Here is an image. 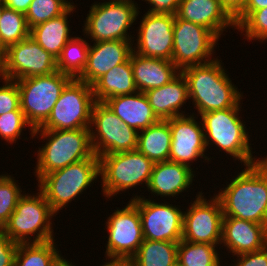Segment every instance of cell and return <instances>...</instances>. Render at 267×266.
<instances>
[{"instance_id":"bcb514c9","label":"cell","mask_w":267,"mask_h":266,"mask_svg":"<svg viewBox=\"0 0 267 266\" xmlns=\"http://www.w3.org/2000/svg\"><path fill=\"white\" fill-rule=\"evenodd\" d=\"M60 266H75V265H72V262L70 263V261H67L66 259L61 263Z\"/></svg>"},{"instance_id":"7bdbcfd3","label":"cell","mask_w":267,"mask_h":266,"mask_svg":"<svg viewBox=\"0 0 267 266\" xmlns=\"http://www.w3.org/2000/svg\"><path fill=\"white\" fill-rule=\"evenodd\" d=\"M228 13L235 18L246 6L248 0H220Z\"/></svg>"},{"instance_id":"9c48e42d","label":"cell","mask_w":267,"mask_h":266,"mask_svg":"<svg viewBox=\"0 0 267 266\" xmlns=\"http://www.w3.org/2000/svg\"><path fill=\"white\" fill-rule=\"evenodd\" d=\"M132 0H109L93 3L87 14L83 32L92 41H133L127 32L137 19L139 7Z\"/></svg>"},{"instance_id":"5bb4252c","label":"cell","mask_w":267,"mask_h":266,"mask_svg":"<svg viewBox=\"0 0 267 266\" xmlns=\"http://www.w3.org/2000/svg\"><path fill=\"white\" fill-rule=\"evenodd\" d=\"M131 202L138 208L144 239L175 243L182 240L184 212L180 208L140 196Z\"/></svg>"},{"instance_id":"8fae6325","label":"cell","mask_w":267,"mask_h":266,"mask_svg":"<svg viewBox=\"0 0 267 266\" xmlns=\"http://www.w3.org/2000/svg\"><path fill=\"white\" fill-rule=\"evenodd\" d=\"M89 129L93 151L98 157L137 149L138 132L123 123L105 102H95Z\"/></svg>"},{"instance_id":"d6986e66","label":"cell","mask_w":267,"mask_h":266,"mask_svg":"<svg viewBox=\"0 0 267 266\" xmlns=\"http://www.w3.org/2000/svg\"><path fill=\"white\" fill-rule=\"evenodd\" d=\"M132 43V41L110 40L90 45L87 64L77 79L92 86L109 70L130 59L133 52Z\"/></svg>"},{"instance_id":"4316f807","label":"cell","mask_w":267,"mask_h":266,"mask_svg":"<svg viewBox=\"0 0 267 266\" xmlns=\"http://www.w3.org/2000/svg\"><path fill=\"white\" fill-rule=\"evenodd\" d=\"M92 89L95 100L98 102L136 93L138 89L134 81L131 60L129 59L109 70L92 85Z\"/></svg>"},{"instance_id":"f546056e","label":"cell","mask_w":267,"mask_h":266,"mask_svg":"<svg viewBox=\"0 0 267 266\" xmlns=\"http://www.w3.org/2000/svg\"><path fill=\"white\" fill-rule=\"evenodd\" d=\"M178 243L144 239L132 257L135 266H173L177 262Z\"/></svg>"},{"instance_id":"5b68a950","label":"cell","mask_w":267,"mask_h":266,"mask_svg":"<svg viewBox=\"0 0 267 266\" xmlns=\"http://www.w3.org/2000/svg\"><path fill=\"white\" fill-rule=\"evenodd\" d=\"M37 196L26 193L19 199L15 210L3 226L6 235L16 243H41L54 240L51 209L44 194L38 189ZM37 233V234H36ZM34 239L31 240V236ZM30 235V236H29Z\"/></svg>"},{"instance_id":"2e32d148","label":"cell","mask_w":267,"mask_h":266,"mask_svg":"<svg viewBox=\"0 0 267 266\" xmlns=\"http://www.w3.org/2000/svg\"><path fill=\"white\" fill-rule=\"evenodd\" d=\"M106 225L109 236L105 257L132 258L144 241L138 208L129 201L108 217Z\"/></svg>"},{"instance_id":"3957f363","label":"cell","mask_w":267,"mask_h":266,"mask_svg":"<svg viewBox=\"0 0 267 266\" xmlns=\"http://www.w3.org/2000/svg\"><path fill=\"white\" fill-rule=\"evenodd\" d=\"M41 133L47 143L39 148L37 154L36 177L39 181L44 175L66 166L88 159L94 155L90 129L75 130H34L33 137Z\"/></svg>"},{"instance_id":"6da1fadb","label":"cell","mask_w":267,"mask_h":266,"mask_svg":"<svg viewBox=\"0 0 267 266\" xmlns=\"http://www.w3.org/2000/svg\"><path fill=\"white\" fill-rule=\"evenodd\" d=\"M245 167L215 196L221 203L224 217H235L267 227V157Z\"/></svg>"},{"instance_id":"7c38bea8","label":"cell","mask_w":267,"mask_h":266,"mask_svg":"<svg viewBox=\"0 0 267 266\" xmlns=\"http://www.w3.org/2000/svg\"><path fill=\"white\" fill-rule=\"evenodd\" d=\"M173 37L172 62L180 71L216 59L210 57L219 38L206 27L175 15Z\"/></svg>"},{"instance_id":"cb8c5ba5","label":"cell","mask_w":267,"mask_h":266,"mask_svg":"<svg viewBox=\"0 0 267 266\" xmlns=\"http://www.w3.org/2000/svg\"><path fill=\"white\" fill-rule=\"evenodd\" d=\"M145 94L153 113L159 120L185 115L184 112H179V109L189 99L188 83L182 72L169 83L147 90Z\"/></svg>"},{"instance_id":"e0dca14e","label":"cell","mask_w":267,"mask_h":266,"mask_svg":"<svg viewBox=\"0 0 267 266\" xmlns=\"http://www.w3.org/2000/svg\"><path fill=\"white\" fill-rule=\"evenodd\" d=\"M175 15L146 12L137 34V49L133 52L143 56L172 61L173 25Z\"/></svg>"},{"instance_id":"ee69618b","label":"cell","mask_w":267,"mask_h":266,"mask_svg":"<svg viewBox=\"0 0 267 266\" xmlns=\"http://www.w3.org/2000/svg\"><path fill=\"white\" fill-rule=\"evenodd\" d=\"M33 0H4L6 8L26 14Z\"/></svg>"},{"instance_id":"603a6c76","label":"cell","mask_w":267,"mask_h":266,"mask_svg":"<svg viewBox=\"0 0 267 266\" xmlns=\"http://www.w3.org/2000/svg\"><path fill=\"white\" fill-rule=\"evenodd\" d=\"M130 60L136 87L144 93L162 87L181 72L170 60L143 57L135 52Z\"/></svg>"},{"instance_id":"4fadbf2b","label":"cell","mask_w":267,"mask_h":266,"mask_svg":"<svg viewBox=\"0 0 267 266\" xmlns=\"http://www.w3.org/2000/svg\"><path fill=\"white\" fill-rule=\"evenodd\" d=\"M56 71L57 59L30 36L10 45L2 53V71L0 74L2 78L19 80L45 76Z\"/></svg>"},{"instance_id":"d6a6232c","label":"cell","mask_w":267,"mask_h":266,"mask_svg":"<svg viewBox=\"0 0 267 266\" xmlns=\"http://www.w3.org/2000/svg\"><path fill=\"white\" fill-rule=\"evenodd\" d=\"M30 36L24 13L4 8L0 19V51Z\"/></svg>"},{"instance_id":"484cf974","label":"cell","mask_w":267,"mask_h":266,"mask_svg":"<svg viewBox=\"0 0 267 266\" xmlns=\"http://www.w3.org/2000/svg\"><path fill=\"white\" fill-rule=\"evenodd\" d=\"M70 6L63 14L30 29V37L54 58H58L71 37L68 16L74 11Z\"/></svg>"},{"instance_id":"f1b7e54d","label":"cell","mask_w":267,"mask_h":266,"mask_svg":"<svg viewBox=\"0 0 267 266\" xmlns=\"http://www.w3.org/2000/svg\"><path fill=\"white\" fill-rule=\"evenodd\" d=\"M54 241L19 243L14 266H60L65 259L55 248Z\"/></svg>"},{"instance_id":"f6af8a7d","label":"cell","mask_w":267,"mask_h":266,"mask_svg":"<svg viewBox=\"0 0 267 266\" xmlns=\"http://www.w3.org/2000/svg\"><path fill=\"white\" fill-rule=\"evenodd\" d=\"M106 259L111 260L104 263L102 266H135L132 258L107 257Z\"/></svg>"},{"instance_id":"52a82bcc","label":"cell","mask_w":267,"mask_h":266,"mask_svg":"<svg viewBox=\"0 0 267 266\" xmlns=\"http://www.w3.org/2000/svg\"><path fill=\"white\" fill-rule=\"evenodd\" d=\"M73 78L56 71L45 76L22 78L17 81L20 108L33 131L40 128L50 116L62 90Z\"/></svg>"},{"instance_id":"d4e9b609","label":"cell","mask_w":267,"mask_h":266,"mask_svg":"<svg viewBox=\"0 0 267 266\" xmlns=\"http://www.w3.org/2000/svg\"><path fill=\"white\" fill-rule=\"evenodd\" d=\"M107 106L123 123L137 132L156 124L159 119L153 113L148 98L144 92L116 96L105 101Z\"/></svg>"},{"instance_id":"83f0119b","label":"cell","mask_w":267,"mask_h":266,"mask_svg":"<svg viewBox=\"0 0 267 266\" xmlns=\"http://www.w3.org/2000/svg\"><path fill=\"white\" fill-rule=\"evenodd\" d=\"M171 139L169 122L159 120L156 124L138 132L137 150L154 163L168 161Z\"/></svg>"},{"instance_id":"ffe728a7","label":"cell","mask_w":267,"mask_h":266,"mask_svg":"<svg viewBox=\"0 0 267 266\" xmlns=\"http://www.w3.org/2000/svg\"><path fill=\"white\" fill-rule=\"evenodd\" d=\"M235 255L263 249L267 245V227L235 217H223L221 243Z\"/></svg>"},{"instance_id":"d590c367","label":"cell","mask_w":267,"mask_h":266,"mask_svg":"<svg viewBox=\"0 0 267 266\" xmlns=\"http://www.w3.org/2000/svg\"><path fill=\"white\" fill-rule=\"evenodd\" d=\"M245 39L267 41V7L254 11L238 28Z\"/></svg>"},{"instance_id":"f907efd6","label":"cell","mask_w":267,"mask_h":266,"mask_svg":"<svg viewBox=\"0 0 267 266\" xmlns=\"http://www.w3.org/2000/svg\"><path fill=\"white\" fill-rule=\"evenodd\" d=\"M173 266H181L178 262H176Z\"/></svg>"},{"instance_id":"7402d4cb","label":"cell","mask_w":267,"mask_h":266,"mask_svg":"<svg viewBox=\"0 0 267 266\" xmlns=\"http://www.w3.org/2000/svg\"><path fill=\"white\" fill-rule=\"evenodd\" d=\"M192 170L191 167L170 160L157 162L150 176L148 191L160 197H176L192 185Z\"/></svg>"},{"instance_id":"681fc988","label":"cell","mask_w":267,"mask_h":266,"mask_svg":"<svg viewBox=\"0 0 267 266\" xmlns=\"http://www.w3.org/2000/svg\"><path fill=\"white\" fill-rule=\"evenodd\" d=\"M64 1H66L70 6H73V4H74V3L71 4V3H70L69 1H67V0H64Z\"/></svg>"},{"instance_id":"f35d334b","label":"cell","mask_w":267,"mask_h":266,"mask_svg":"<svg viewBox=\"0 0 267 266\" xmlns=\"http://www.w3.org/2000/svg\"><path fill=\"white\" fill-rule=\"evenodd\" d=\"M18 245L0 228V266H14Z\"/></svg>"},{"instance_id":"7dc6e473","label":"cell","mask_w":267,"mask_h":266,"mask_svg":"<svg viewBox=\"0 0 267 266\" xmlns=\"http://www.w3.org/2000/svg\"><path fill=\"white\" fill-rule=\"evenodd\" d=\"M4 8H5L4 1L0 0V19H1V14H2Z\"/></svg>"},{"instance_id":"74e56055","label":"cell","mask_w":267,"mask_h":266,"mask_svg":"<svg viewBox=\"0 0 267 266\" xmlns=\"http://www.w3.org/2000/svg\"><path fill=\"white\" fill-rule=\"evenodd\" d=\"M1 79L5 83L0 87V115L11 111H22L17 81L2 77Z\"/></svg>"},{"instance_id":"8d00e7d4","label":"cell","mask_w":267,"mask_h":266,"mask_svg":"<svg viewBox=\"0 0 267 266\" xmlns=\"http://www.w3.org/2000/svg\"><path fill=\"white\" fill-rule=\"evenodd\" d=\"M29 126L22 111H11L0 115V137L5 141L14 143L22 133V130Z\"/></svg>"},{"instance_id":"44dd1931","label":"cell","mask_w":267,"mask_h":266,"mask_svg":"<svg viewBox=\"0 0 267 266\" xmlns=\"http://www.w3.org/2000/svg\"><path fill=\"white\" fill-rule=\"evenodd\" d=\"M175 15L206 27L218 38L227 27H236L234 18L220 0H181Z\"/></svg>"},{"instance_id":"c3c4849f","label":"cell","mask_w":267,"mask_h":266,"mask_svg":"<svg viewBox=\"0 0 267 266\" xmlns=\"http://www.w3.org/2000/svg\"><path fill=\"white\" fill-rule=\"evenodd\" d=\"M2 71V52L0 51V74Z\"/></svg>"},{"instance_id":"836d02e7","label":"cell","mask_w":267,"mask_h":266,"mask_svg":"<svg viewBox=\"0 0 267 266\" xmlns=\"http://www.w3.org/2000/svg\"><path fill=\"white\" fill-rule=\"evenodd\" d=\"M70 5L64 0H33L25 14L29 29L63 14Z\"/></svg>"},{"instance_id":"7a4b0ae2","label":"cell","mask_w":267,"mask_h":266,"mask_svg":"<svg viewBox=\"0 0 267 266\" xmlns=\"http://www.w3.org/2000/svg\"><path fill=\"white\" fill-rule=\"evenodd\" d=\"M220 61L216 58L209 63L189 66L181 71L188 83L189 99L192 98L199 115L235 107L243 97L232 84Z\"/></svg>"},{"instance_id":"ab89813d","label":"cell","mask_w":267,"mask_h":266,"mask_svg":"<svg viewBox=\"0 0 267 266\" xmlns=\"http://www.w3.org/2000/svg\"><path fill=\"white\" fill-rule=\"evenodd\" d=\"M237 259L233 266H267V245L261 250L237 255Z\"/></svg>"},{"instance_id":"30bf717a","label":"cell","mask_w":267,"mask_h":266,"mask_svg":"<svg viewBox=\"0 0 267 266\" xmlns=\"http://www.w3.org/2000/svg\"><path fill=\"white\" fill-rule=\"evenodd\" d=\"M95 102L92 86L72 79L62 90L47 121L35 130L90 128Z\"/></svg>"},{"instance_id":"b9f144b4","label":"cell","mask_w":267,"mask_h":266,"mask_svg":"<svg viewBox=\"0 0 267 266\" xmlns=\"http://www.w3.org/2000/svg\"><path fill=\"white\" fill-rule=\"evenodd\" d=\"M267 7V0H248L245 8L234 18L237 29L254 11Z\"/></svg>"},{"instance_id":"4dcf8cb0","label":"cell","mask_w":267,"mask_h":266,"mask_svg":"<svg viewBox=\"0 0 267 266\" xmlns=\"http://www.w3.org/2000/svg\"><path fill=\"white\" fill-rule=\"evenodd\" d=\"M90 44L81 37H73L57 58V71L77 79L85 69Z\"/></svg>"},{"instance_id":"ba28073f","label":"cell","mask_w":267,"mask_h":266,"mask_svg":"<svg viewBox=\"0 0 267 266\" xmlns=\"http://www.w3.org/2000/svg\"><path fill=\"white\" fill-rule=\"evenodd\" d=\"M154 164L137 149L100 156L99 174L104 196L110 198L143 183L148 186Z\"/></svg>"},{"instance_id":"1f68e13d","label":"cell","mask_w":267,"mask_h":266,"mask_svg":"<svg viewBox=\"0 0 267 266\" xmlns=\"http://www.w3.org/2000/svg\"><path fill=\"white\" fill-rule=\"evenodd\" d=\"M216 245L181 240L177 248V262L181 266H221Z\"/></svg>"},{"instance_id":"e575fe53","label":"cell","mask_w":267,"mask_h":266,"mask_svg":"<svg viewBox=\"0 0 267 266\" xmlns=\"http://www.w3.org/2000/svg\"><path fill=\"white\" fill-rule=\"evenodd\" d=\"M21 192L14 177L6 174L0 175V228L7 223L19 199L24 195Z\"/></svg>"},{"instance_id":"277c9868","label":"cell","mask_w":267,"mask_h":266,"mask_svg":"<svg viewBox=\"0 0 267 266\" xmlns=\"http://www.w3.org/2000/svg\"><path fill=\"white\" fill-rule=\"evenodd\" d=\"M240 102L232 108L215 110L201 114L206 147L215 144L244 166L253 165L261 160L253 158L245 122L241 121ZM212 141V142H211Z\"/></svg>"},{"instance_id":"8992f818","label":"cell","mask_w":267,"mask_h":266,"mask_svg":"<svg viewBox=\"0 0 267 266\" xmlns=\"http://www.w3.org/2000/svg\"><path fill=\"white\" fill-rule=\"evenodd\" d=\"M99 175V157L94 154L88 159L44 175L38 181V187L57 214L72 199L82 194Z\"/></svg>"},{"instance_id":"60d3db41","label":"cell","mask_w":267,"mask_h":266,"mask_svg":"<svg viewBox=\"0 0 267 266\" xmlns=\"http://www.w3.org/2000/svg\"><path fill=\"white\" fill-rule=\"evenodd\" d=\"M152 6L150 13H162L175 15L181 0H145Z\"/></svg>"},{"instance_id":"ac0fdd59","label":"cell","mask_w":267,"mask_h":266,"mask_svg":"<svg viewBox=\"0 0 267 266\" xmlns=\"http://www.w3.org/2000/svg\"><path fill=\"white\" fill-rule=\"evenodd\" d=\"M186 116L167 119L172 137L169 160L191 167V161H197L198 157L207 161H210V158L204 154L207 147L203 125L195 120L194 113Z\"/></svg>"},{"instance_id":"9a60e30c","label":"cell","mask_w":267,"mask_h":266,"mask_svg":"<svg viewBox=\"0 0 267 266\" xmlns=\"http://www.w3.org/2000/svg\"><path fill=\"white\" fill-rule=\"evenodd\" d=\"M196 195L195 201L183 214L182 240L217 245L221 243L223 211L219 199L210 200Z\"/></svg>"}]
</instances>
